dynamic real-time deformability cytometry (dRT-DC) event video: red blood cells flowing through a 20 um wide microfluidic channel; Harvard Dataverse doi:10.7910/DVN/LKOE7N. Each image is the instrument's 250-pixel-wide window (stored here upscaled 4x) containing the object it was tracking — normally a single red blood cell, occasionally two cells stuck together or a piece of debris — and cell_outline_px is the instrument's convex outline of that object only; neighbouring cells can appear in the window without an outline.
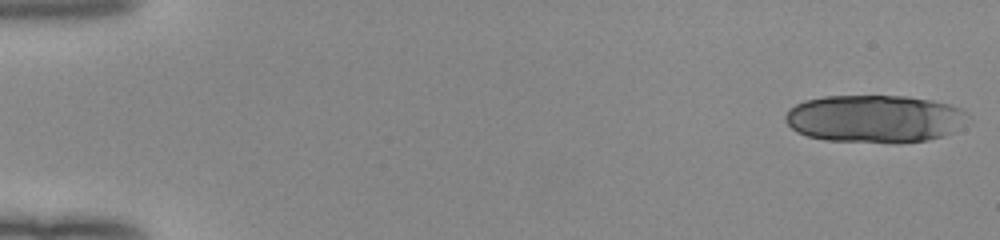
{"species": "human", "species_latin": "Homo sapiens", "temperature_condition": "room temperature", "stored_images_in_passage": 17, "camera_frame_rate_fps": 3000, "um_per_image_px": 0.085, "donor": {"sex": "female"}, "frame": {"image": 1, "passage_image": 1, "time_ms": 0.0, "image_size_px": [1000, 240], "cell_outline_px": [[972, 120], [956, 132], [944, 136], [928, 140], [896, 144], [892, 144], [824, 140], [808, 136], [796, 132], [784, 120], [784, 116], [796, 104], [804, 100], [824, 96], [908, 96], [932, 100], [952, 104], [968, 112], [972, 116]], "centroid_in_image_um": [74.46, 10.11], "position_along_channel_um": 10.5, "area_um2": 52.02}}